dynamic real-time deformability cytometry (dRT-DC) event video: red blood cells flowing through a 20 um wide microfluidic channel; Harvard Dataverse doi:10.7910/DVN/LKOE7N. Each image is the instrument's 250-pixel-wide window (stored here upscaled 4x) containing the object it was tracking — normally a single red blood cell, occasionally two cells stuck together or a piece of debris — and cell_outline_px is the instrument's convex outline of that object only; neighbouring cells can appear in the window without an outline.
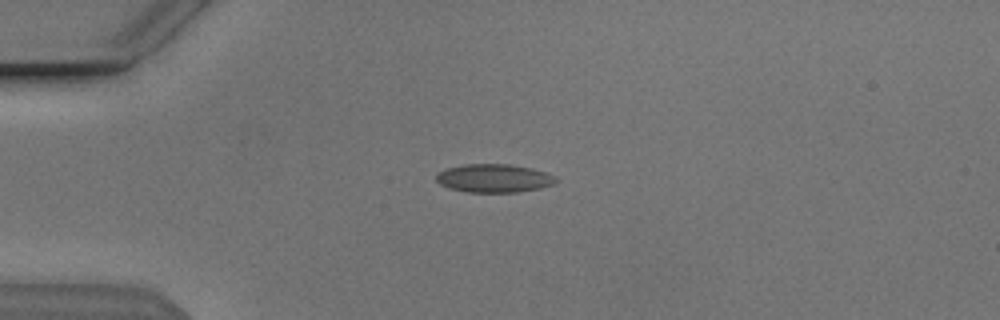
{"species": "Egyptian fruit bat (a non-hibernating species)", "species_latin": "Rousettus aegyptiacus", "temperature_condition": "cold", "stored_images_in_passage": 42, "camera_frame_rate_fps": 3000, "um_per_image_px": 0.085, "animal": {"sex": "male"}, "frame": {"image": 1, "passage_image": 2, "time_ms": 0.333, "image_size_px": [1000, 320], "cell_outline_px": [[560, 180], [556, 184], [540, 188], [520, 192], [468, 192], [452, 188], [440, 184], [436, 180], [436, 176], [440, 172], [448, 168], [464, 164], [508, 164], [532, 168], [556, 176]], "centroid_in_image_um": [42.06, 15.15], "position_along_channel_um": 42.9, "area_um2": 19.77}}
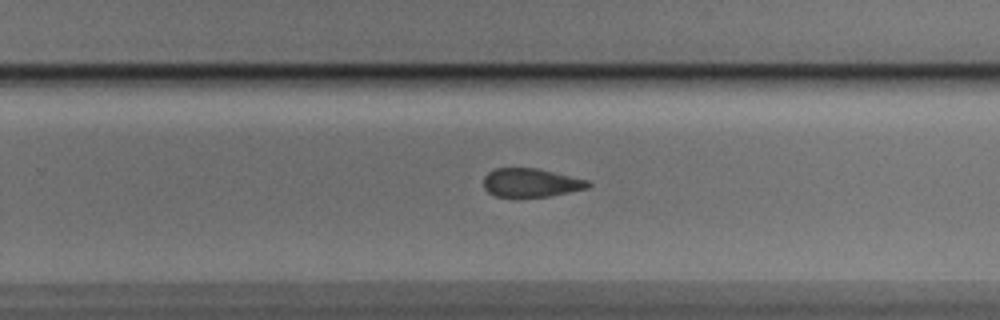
{"frame": {"image": 2, "passage_image": 23, "time_ms": 7.333, "image_size_px": [1000, 320], "cell_outline_px": [[592, 184], [588, 188], [548, 196], [496, 196], [488, 192], [484, 188], [484, 176], [488, 172], [496, 168], [536, 168], [588, 180]], "centroid_in_image_um": [45.12, 15.52], "position_along_channel_um": 284.7, "area_um2": 17.17}}
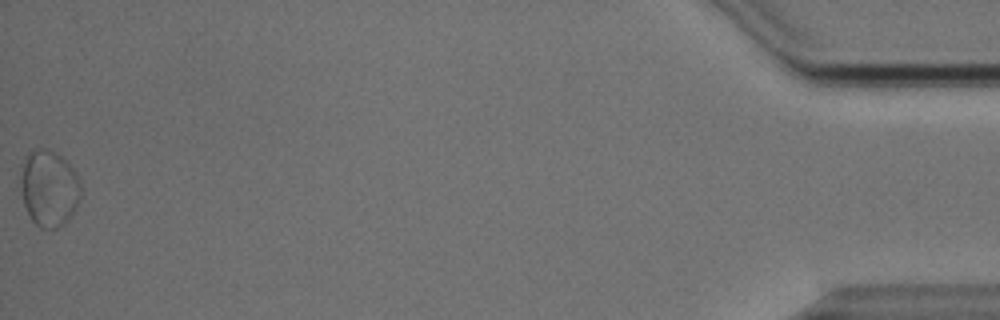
{"frame": {"image": 3, "passage_image": 42, "time_ms": 13.667, "image_size_px": [1000, 320], "cell_outline_px": [[80, 196], [76, 208], [68, 220], [64, 224], [56, 228], [40, 228], [32, 220], [24, 204], [20, 184], [20, 180], [24, 156], [32, 148], [48, 148], [56, 152], [72, 168], [80, 184]], "centroid_in_image_um": [4.14, 15.98], "position_along_channel_um": 431.1, "area_um2": 26.76}, "authors_computed_cell_mechanics": {"area_um2": 18.4093, "velocity_mm_per_s": 3.8367, "shape_relaxation_time_tau1_ms": null, "shape_relaxation_time_tau2_ms": 1.6733, "deformation_change_tau1": null, "deformation_change_tau2": 0.0701}}